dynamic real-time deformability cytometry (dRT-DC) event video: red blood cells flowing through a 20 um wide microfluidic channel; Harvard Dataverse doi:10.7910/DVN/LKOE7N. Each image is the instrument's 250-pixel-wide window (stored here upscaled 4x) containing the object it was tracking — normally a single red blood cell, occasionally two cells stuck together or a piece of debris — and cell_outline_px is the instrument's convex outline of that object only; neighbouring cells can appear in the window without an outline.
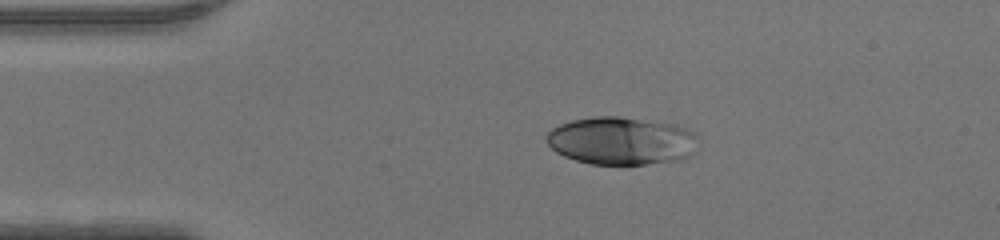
{"species": "human", "species_latin": "Homo sapiens", "temperature_condition": "warm", "stored_images_in_passage": 39, "camera_frame_rate_fps": 3000, "um_per_image_px": 0.085, "donor": {"sex": "male"}, "frame": {"image": 1, "passage_image": 1, "time_ms": 0.0, "image_size_px": [1000, 240], "cell_outline_px": [[696, 152], [680, 160], [644, 164], [592, 164], [576, 160], [564, 156], [556, 152], [544, 140], [544, 136], [552, 128], [560, 124], [572, 120], [596, 116], [620, 116], [676, 124], [692, 132], [696, 136]], "centroid_in_image_um": [52.8, 11.96], "position_along_channel_um": 32.2, "area_um2": 42.48}}
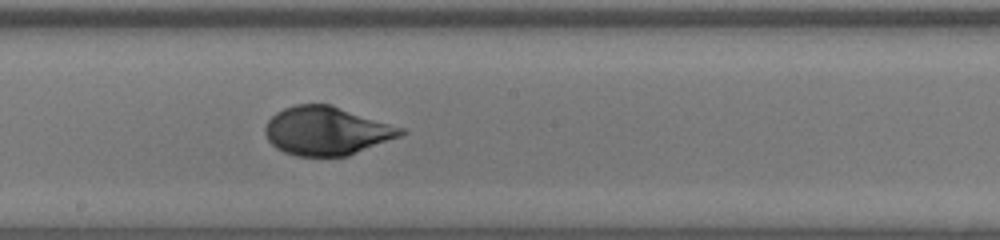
{"frame": {"image": 2, "passage_image": 17, "time_ms": 5.333, "image_size_px": [1000, 240], "cell_outline_px": [[408, 132], [400, 136], [348, 156], [296, 156], [284, 152], [276, 148], [268, 140], [264, 132], [264, 128], [268, 120], [276, 112], [284, 108], [296, 104], [332, 104], [404, 128]], "centroid_in_image_um": [27.76, 11.12], "position_along_channel_um": 220.4, "area_um2": 38.49}}
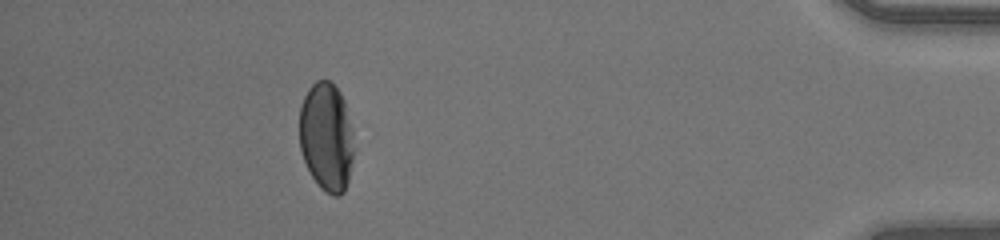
{"frame": {"image": 3, "passage_image": 34, "time_ms": 11.0, "image_size_px": [1000, 240], "cell_outline_px": [[352, 160], [348, 180], [344, 192], [340, 196], [332, 196], [320, 188], [312, 176], [304, 160], [300, 148], [300, 104], [308, 88], [316, 80], [328, 80], [340, 92], [344, 100], [352, 128]], "centroid_in_image_um": [27.74, 11.63], "position_along_channel_um": 407.5, "area_um2": 34.39}}